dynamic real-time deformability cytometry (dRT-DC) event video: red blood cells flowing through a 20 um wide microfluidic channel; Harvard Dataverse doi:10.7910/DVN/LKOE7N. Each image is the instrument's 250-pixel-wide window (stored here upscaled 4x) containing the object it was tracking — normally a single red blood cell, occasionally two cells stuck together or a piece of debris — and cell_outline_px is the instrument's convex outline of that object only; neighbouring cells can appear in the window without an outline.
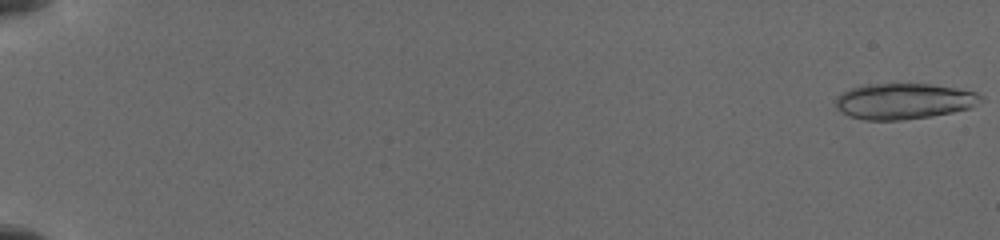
{"species": "common noctule bat (a hibernating species)", "species_latin": "Nyctalus noctula", "temperature_condition": "cold", "stored_images_in_passage": 9, "camera_frame_rate_fps": 3000, "um_per_image_px": 0.085, "animal": {"sex": "female", "body_mass_g": 19.5, "forearm_length_mm": 54.1}, "frame": {"image": 1, "passage_image": 1, "time_ms": 0.0, "image_size_px": [1000, 240], "cell_outline_px": [[984, 96], [972, 108], [952, 112], [904, 120], [864, 120], [848, 116], [836, 108], [836, 96], [848, 88], [864, 84], [928, 84], [956, 88], [976, 92]], "centroid_in_image_um": [76.78, 8.6], "position_along_channel_um": 8.2, "area_um2": 30.4}}
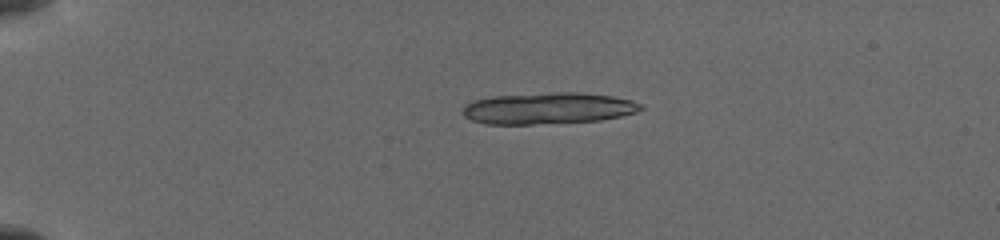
{"frame": {"image": 2, "passage_image": 5, "time_ms": 4.333, "image_size_px": [1000, 240], "cell_outline_px": [[644, 108], [636, 112], [620, 116], [600, 120], [532, 124], [484, 124], [472, 120], [464, 116], [460, 112], [464, 104], [472, 100], [492, 96], [552, 92], [580, 92], [612, 96], [632, 100], [644, 104]], "centroid_in_image_um": [46.56, 9.19], "position_along_channel_um": 38.4, "area_um2": 32.95}}
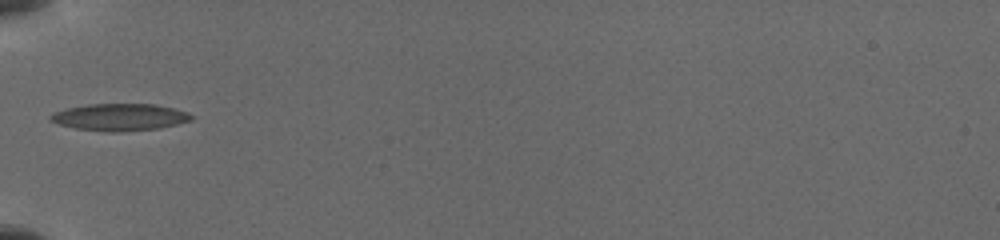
{"frame": {"image": 3, "passage_image": 8, "time_ms": 7.0, "image_size_px": [1000, 240], "cell_outline_px": [[196, 116], [192, 120], [160, 128], [116, 132], [108, 132], [76, 128], [60, 124], [48, 120], [48, 116], [56, 112], [68, 108], [88, 104], [152, 104], [172, 108], [188, 112]], "centroid_in_image_um": [10.2, 9.96], "position_along_channel_um": 74.8, "area_um2": 22.08}}